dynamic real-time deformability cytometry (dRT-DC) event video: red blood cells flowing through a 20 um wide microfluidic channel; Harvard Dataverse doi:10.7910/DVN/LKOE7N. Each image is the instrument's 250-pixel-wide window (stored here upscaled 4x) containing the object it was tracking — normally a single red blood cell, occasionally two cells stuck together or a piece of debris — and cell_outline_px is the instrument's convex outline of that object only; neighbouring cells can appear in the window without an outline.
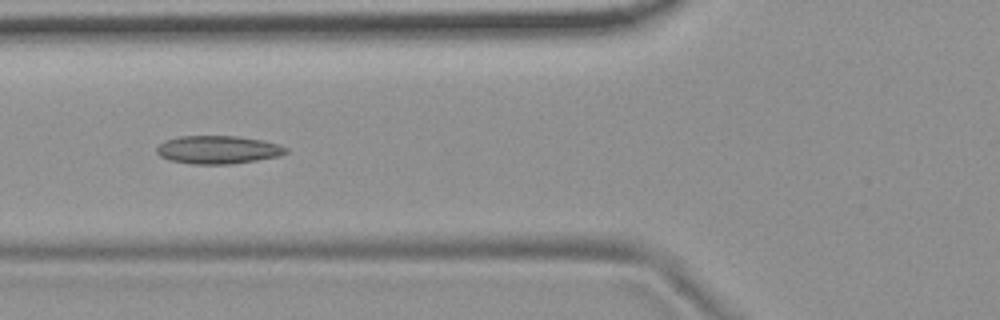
{"species": "common noctule bat (a hibernating species)", "species_latin": "Nyctalus noctula", "temperature_condition": "room temperature", "stored_images_in_passage": 5, "camera_frame_rate_fps": 3000, "um_per_image_px": 0.085, "animal": {"sex": "female", "body_mass_g": 19.9}, "frame": {"image": 1, "passage_image": 3, "time_ms": 0.667, "image_size_px": [1000, 320], "cell_outline_px": [[288, 152], [280, 156], [232, 164], [192, 164], [168, 160], [160, 156], [156, 152], [156, 148], [164, 140], [180, 136], [236, 136], [264, 140], [280, 144], [288, 148]], "centroid_in_image_um": [18.54, 12.72], "position_along_channel_um": 107.3, "area_um2": 21.39}}
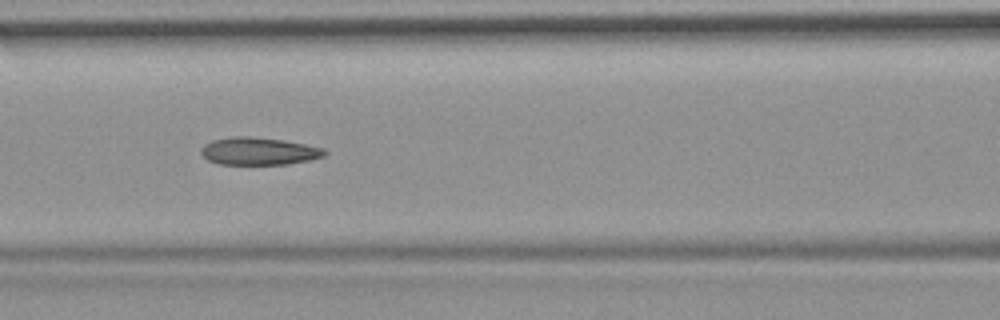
{"frame": {"image": 2, "passage_image": 4, "time_ms": 1.0, "image_size_px": [1000, 320], "cell_outline_px": [[328, 152], [324, 156], [312, 160], [288, 164], [216, 164], [208, 160], [200, 152], [200, 148], [204, 144], [212, 140], [232, 136], [248, 136], [284, 140], [324, 148]], "centroid_in_image_um": [21.99, 12.85], "position_along_channel_um": 144.6, "area_um2": 20.0}}